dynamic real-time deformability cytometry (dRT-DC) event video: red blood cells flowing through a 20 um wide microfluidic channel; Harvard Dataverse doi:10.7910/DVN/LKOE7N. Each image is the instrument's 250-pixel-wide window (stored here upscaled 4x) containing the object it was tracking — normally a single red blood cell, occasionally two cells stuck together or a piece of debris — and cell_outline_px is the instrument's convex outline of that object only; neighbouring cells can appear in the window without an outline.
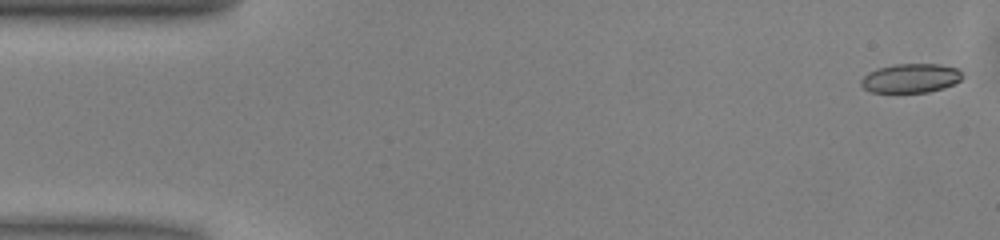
{"species": "common noctule bat (a hibernating species)", "species_latin": "Nyctalus noctula", "temperature_condition": "warm", "stored_images_in_passage": 50, "camera_frame_rate_fps": 3000, "um_per_image_px": 0.085, "animal": {"sex": "male", "body_mass_g": 13.0, "forearm_length_mm": 53.1}, "frame": {"image": 1, "passage_image": 1, "time_ms": 0.0, "image_size_px": [1000, 240], "cell_outline_px": [[964, 76], [956, 84], [944, 88], [928, 92], [872, 92], [864, 88], [860, 84], [860, 80], [868, 72], [876, 68], [892, 64], [940, 64], [960, 68]], "centroid_in_image_um": [77.45, 6.63], "position_along_channel_um": 7.6, "area_um2": 17.51}}
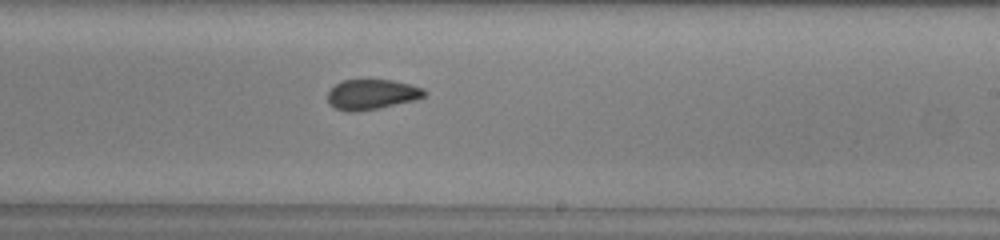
{"frame": {"image": 2, "passage_image": 29, "time_ms": 9.333, "image_size_px": [1000, 240], "cell_outline_px": [[428, 92], [424, 96], [416, 100], [356, 112], [348, 112], [336, 108], [328, 104], [328, 92], [336, 84], [344, 80], [392, 80], [424, 88]], "centroid_in_image_um": [31.61, 8.03], "position_along_channel_um": 257.4, "area_um2": 16.88}}
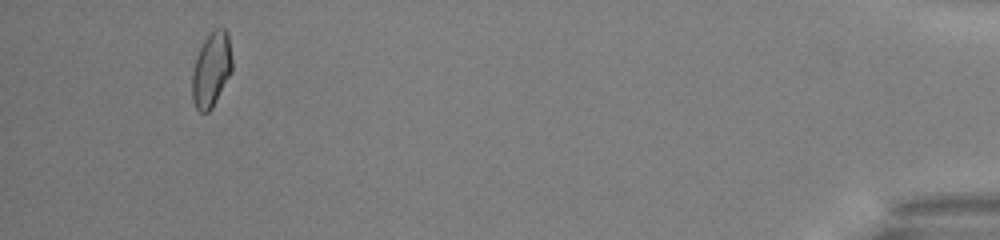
{"frame": {"image": 3, "passage_image": 47, "time_ms": 15.333, "image_size_px": [1000, 240], "cell_outline_px": [[232, 72], [212, 108], [208, 112], [200, 112], [196, 108], [192, 100], [192, 72], [196, 56], [204, 40], [216, 28], [224, 28], [228, 32], [232, 60]], "centroid_in_image_um": [17.97, 5.93], "position_along_channel_um": 417.2, "area_um2": 17.46}, "authors_computed_cell_mechanics": {"area_um2": 17.6868, "velocity_mm_per_s": 4.0369, "shape_relaxation_time_tau1_ms": 6.4032, "shape_relaxation_time_tau2_ms": 1.5342, "deformation_change_tau1": 0.1424, "deformation_change_tau2": 0.0674}}